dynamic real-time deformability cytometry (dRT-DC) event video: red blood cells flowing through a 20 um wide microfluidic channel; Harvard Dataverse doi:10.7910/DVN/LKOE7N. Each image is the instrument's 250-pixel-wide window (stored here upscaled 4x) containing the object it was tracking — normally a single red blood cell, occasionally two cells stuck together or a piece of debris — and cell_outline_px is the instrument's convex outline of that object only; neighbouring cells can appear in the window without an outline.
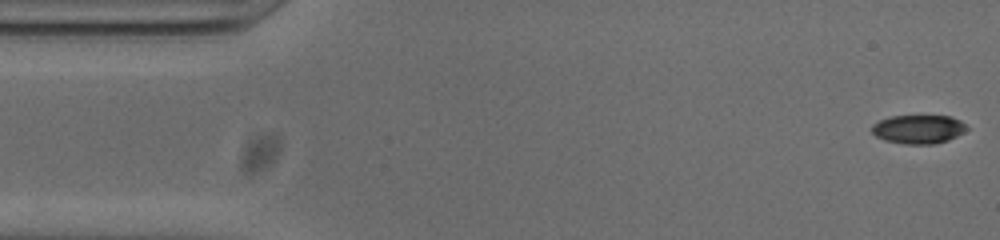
{"species": "common noctule bat (a hibernating species)", "species_latin": "Nyctalus noctula", "temperature_condition": "cold", "stored_images_in_passage": 52, "camera_frame_rate_fps": 3000, "um_per_image_px": 0.085, "animal": {"sex": "male", "body_mass_g": 20.0, "forearm_length_mm": 53.3}, "frame": {"image": 1, "passage_image": 1, "time_ms": 0.0, "image_size_px": [1000, 240], "cell_outline_px": [[968, 128], [964, 132], [948, 140], [936, 144], [904, 144], [884, 140], [876, 136], [872, 132], [872, 124], [880, 120], [892, 116], [952, 116], [960, 120]], "centroid_in_image_um": [78.07, 10.99], "position_along_channel_um": 6.9, "area_um2": 15.9}}
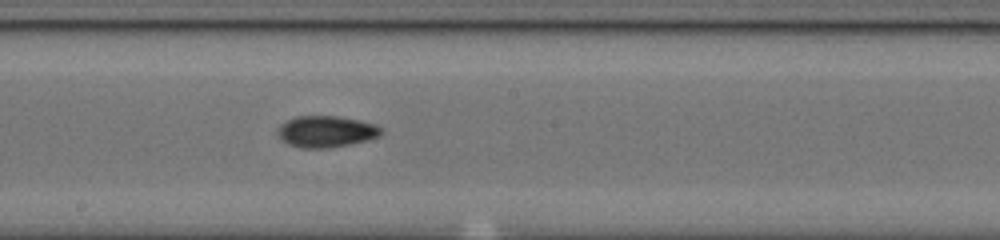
{"frame": {"image": 2, "passage_image": 27, "time_ms": 8.667, "image_size_px": [1000, 240], "cell_outline_px": [[384, 132], [380, 136], [368, 140], [328, 148], [300, 148], [288, 144], [280, 140], [276, 132], [276, 128], [280, 124], [296, 116], [340, 116], [360, 120], [376, 124], [384, 128]], "centroid_in_image_um": [27.72, 11.18], "position_along_channel_um": 220.5, "area_um2": 19.36}}
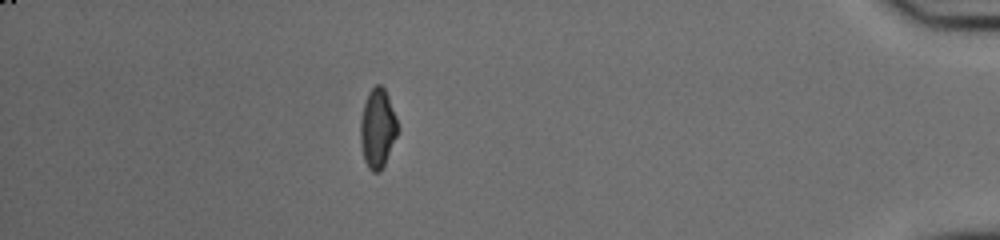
{"frame": {"image": 3, "passage_image": 46, "time_ms": 15.0, "image_size_px": [1000, 240], "cell_outline_px": [[400, 128], [384, 164], [380, 172], [372, 172], [368, 168], [364, 160], [360, 140], [360, 120], [364, 104], [368, 92], [376, 84], [380, 84], [384, 88], [388, 96], [396, 116]], "centroid_in_image_um": [32.1, 10.9], "position_along_channel_um": 403.1, "area_um2": 17.28}, "authors_computed_cell_mechanics": {"area_um2": 17.7157, "velocity_mm_per_s": 3.8063, "shape_relaxation_time_tau1_ms": null, "shape_relaxation_time_tau2_ms": 2.7256, "deformation_change_tau1": null, "deformation_change_tau2": 0.0812}}